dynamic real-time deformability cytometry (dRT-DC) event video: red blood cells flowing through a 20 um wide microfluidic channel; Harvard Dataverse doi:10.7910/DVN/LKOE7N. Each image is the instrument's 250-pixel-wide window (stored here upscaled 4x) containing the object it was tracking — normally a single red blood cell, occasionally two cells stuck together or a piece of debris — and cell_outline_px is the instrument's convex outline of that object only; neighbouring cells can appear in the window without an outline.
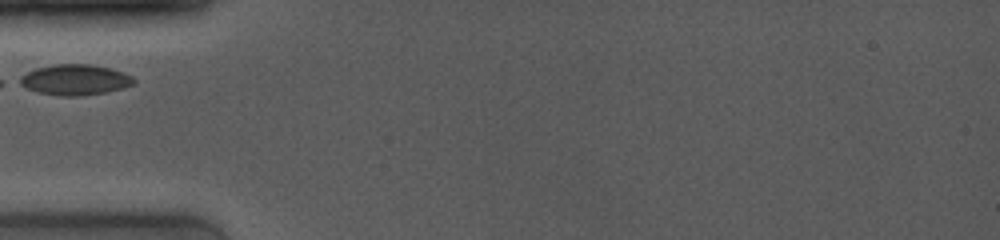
{"species": "common noctule bat (a hibernating species)", "species_latin": "Nyctalus noctula", "temperature_condition": "room temperature", "stored_images_in_passage": 21, "camera_frame_rate_fps": 4000, "um_per_image_px": 0.085, "animal": {"sex": "female", "body_mass_g": 19.0, "forearm_length_mm": 53.3}, "frame": {"image": 1, "passage_image": 1, "time_ms": 0.0, "image_size_px": [1000, 240], "cell_outline_px": [[136, 80], [132, 84], [124, 88], [108, 92], [80, 96], [60, 96], [36, 92], [12, 80], [36, 68], [52, 64], [92, 64], [108, 68], [132, 76]], "centroid_in_image_um": [6.32, 6.79], "position_along_channel_um": 78.7, "area_um2": 20.52}}
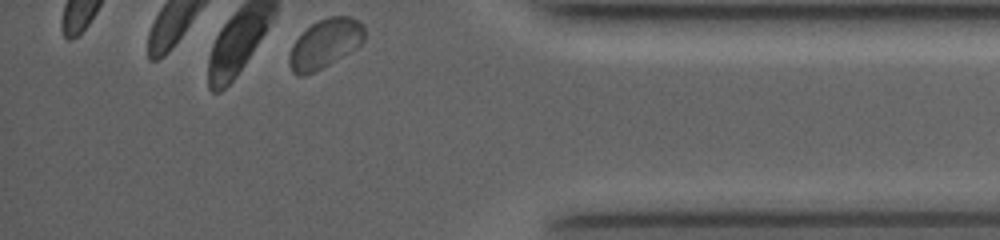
{"frame": {"image": 2, "passage_image": 21, "time_ms": 9.0, "image_size_px": [1000, 240], "cell_outline_px": [[364, 40], [356, 48], [328, 64], [304, 76], [300, 76], [292, 72], [288, 64], [288, 56], [296, 40], [312, 24], [328, 16], [352, 16], [360, 20], [364, 24]], "centroid_in_image_um": [27.64, 3.69], "position_along_channel_um": 407.6, "area_um2": 21.21}}